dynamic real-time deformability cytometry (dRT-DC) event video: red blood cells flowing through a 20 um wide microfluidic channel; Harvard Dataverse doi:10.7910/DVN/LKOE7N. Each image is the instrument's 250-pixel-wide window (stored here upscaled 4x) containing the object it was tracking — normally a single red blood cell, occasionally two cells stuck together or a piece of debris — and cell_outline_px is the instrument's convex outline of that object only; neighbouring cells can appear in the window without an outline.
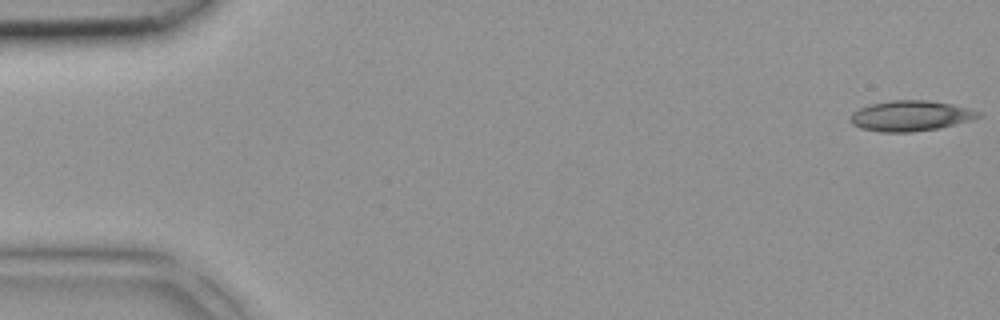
{"species": "common noctule bat (a hibernating species)", "species_latin": "Nyctalus noctula", "temperature_condition": "room temperature", "stored_images_in_passage": 4, "camera_frame_rate_fps": 3000, "um_per_image_px": 0.085, "animal": {"sex": "female", "body_mass_g": 18.4}, "frame": {"image": 1, "passage_image": 1, "time_ms": 0.0, "image_size_px": [1000, 320], "cell_outline_px": [[984, 116], [972, 120], [940, 128], [912, 132], [880, 132], [860, 128], [852, 124], [848, 120], [848, 116], [852, 112], [868, 104], [892, 100], [928, 100], [952, 104], [984, 112]], "centroid_in_image_um": [77.41, 9.85], "position_along_channel_um": 7.6, "area_um2": 23.18}}